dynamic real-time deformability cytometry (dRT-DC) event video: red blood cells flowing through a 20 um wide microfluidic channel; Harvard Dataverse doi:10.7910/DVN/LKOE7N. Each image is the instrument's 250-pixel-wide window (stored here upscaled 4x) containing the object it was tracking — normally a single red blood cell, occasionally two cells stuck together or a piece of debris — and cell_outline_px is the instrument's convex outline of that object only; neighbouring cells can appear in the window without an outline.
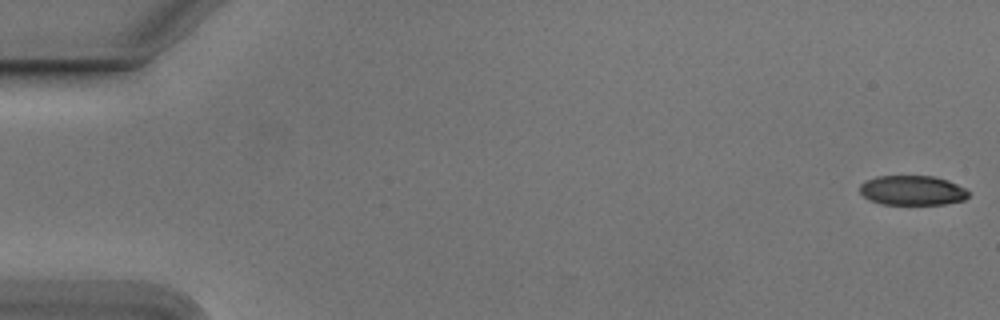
{"species": "Egyptian fruit bat (a non-hibernating species)", "species_latin": "Rousettus aegyptiacus", "temperature_condition": "cold", "stored_images_in_passage": 14, "camera_frame_rate_fps": 3000, "um_per_image_px": 0.085, "animal": {"sex": "male"}, "frame": {"image": 1, "passage_image": 1, "time_ms": 0.0, "image_size_px": [1000, 320], "cell_outline_px": [[968, 196], [964, 200], [944, 204], [880, 204], [864, 196], [860, 192], [860, 184], [876, 176], [936, 176], [948, 180], [964, 188], [968, 192]], "centroid_in_image_um": [77.55, 16.18], "position_along_channel_um": 7.4, "area_um2": 18.67}}